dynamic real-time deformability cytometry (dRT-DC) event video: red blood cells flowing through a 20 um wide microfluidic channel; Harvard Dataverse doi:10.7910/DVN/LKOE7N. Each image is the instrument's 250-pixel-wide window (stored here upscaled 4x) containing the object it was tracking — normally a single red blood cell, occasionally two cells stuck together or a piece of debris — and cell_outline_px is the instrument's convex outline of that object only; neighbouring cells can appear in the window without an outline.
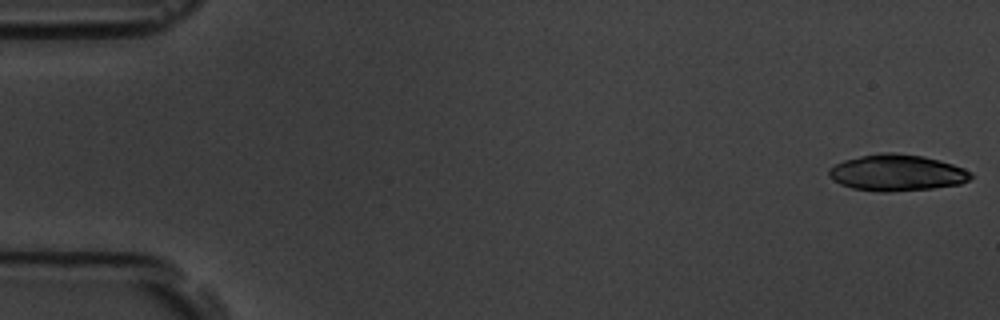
{"species": "common noctule bat (a hibernating species)", "species_latin": "Nyctalus noctula", "temperature_condition": "room temperature", "stored_images_in_passage": 10, "camera_frame_rate_fps": 3000, "um_per_image_px": 0.085, "animal": {"sex": "male", "body_mass_g": 19.5, "forearm_length_mm": 54.6}, "frame": {"image": 1, "passage_image": 1, "time_ms": 0.0, "image_size_px": [1000, 320], "cell_outline_px": [[972, 176], [968, 180], [960, 184], [932, 188], [888, 192], [880, 192], [852, 188], [840, 184], [832, 180], [828, 176], [828, 168], [844, 160], [860, 156], [880, 152], [896, 152], [924, 156], [940, 160], [964, 168], [972, 172]], "centroid_in_image_um": [76.21, 14.67], "position_along_channel_um": 8.8, "area_um2": 30.29}}